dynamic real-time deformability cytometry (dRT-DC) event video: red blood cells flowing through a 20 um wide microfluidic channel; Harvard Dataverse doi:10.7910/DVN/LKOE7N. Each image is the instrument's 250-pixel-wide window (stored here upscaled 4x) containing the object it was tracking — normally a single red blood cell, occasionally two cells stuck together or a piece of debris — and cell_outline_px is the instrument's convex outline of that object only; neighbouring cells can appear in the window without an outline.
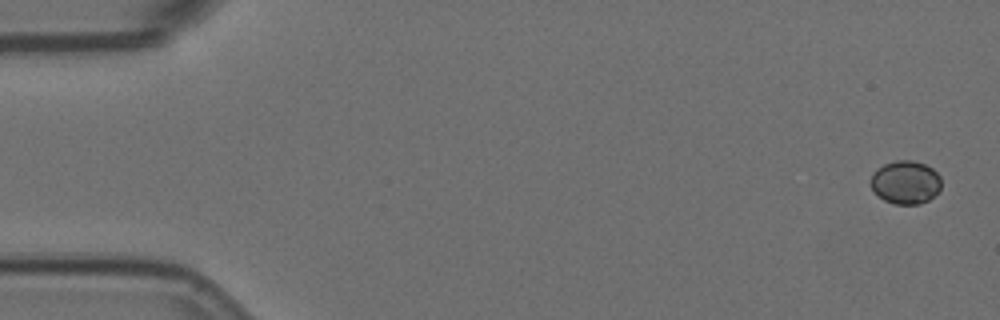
{"species": "Egyptian fruit bat (a non-hibernating species)", "species_latin": "Rousettus aegyptiacus", "temperature_condition": "room temperature", "stored_images_in_passage": 6, "segment_of_instrument_passage": [2, 2], "camera_frame_rate_fps": 3000, "um_per_image_px": 0.085, "animal": {"sex": "female"}, "frame": {"image": 1, "passage_image": 6, "time_ms": 1.667, "image_size_px": [1000, 320], "cell_outline_px": [[940, 188], [928, 200], [920, 204], [896, 204], [884, 200], [872, 188], [872, 172], [876, 168], [884, 164], [896, 160], [912, 160], [924, 164], [932, 168], [940, 176]], "centroid_in_image_um": [76.97, 15.48], "position_along_channel_um": 8.0, "area_um2": 17.57}}